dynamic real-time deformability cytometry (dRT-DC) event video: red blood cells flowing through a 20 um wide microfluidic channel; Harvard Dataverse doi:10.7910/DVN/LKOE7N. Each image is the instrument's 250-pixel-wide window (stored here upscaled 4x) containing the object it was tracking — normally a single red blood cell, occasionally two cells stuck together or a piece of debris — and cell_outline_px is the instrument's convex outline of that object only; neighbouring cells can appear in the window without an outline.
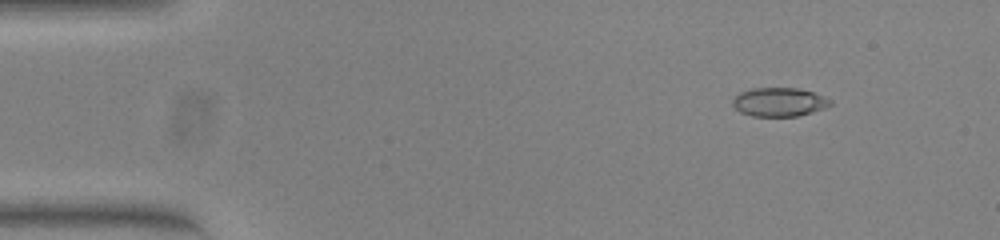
{"species": "common noctule bat (a hibernating species)", "species_latin": "Nyctalus noctula", "temperature_condition": "warm", "stored_images_in_passage": 53, "camera_frame_rate_fps": 3000, "um_per_image_px": 0.085, "animal": {"sex": "female", "body_mass_g": 23.0, "forearm_length_mm": 53.4}, "frame": {"image": 1, "passage_image": 6, "time_ms": 1.667, "image_size_px": [1000, 240], "cell_outline_px": [[832, 104], [824, 108], [812, 112], [796, 116], [752, 116], [740, 112], [732, 104], [732, 100], [740, 92], [752, 88], [796, 88], [812, 92], [824, 96], [832, 100]], "centroid_in_image_um": [66.23, 8.67], "position_along_channel_um": 18.8, "area_um2": 16.3}}
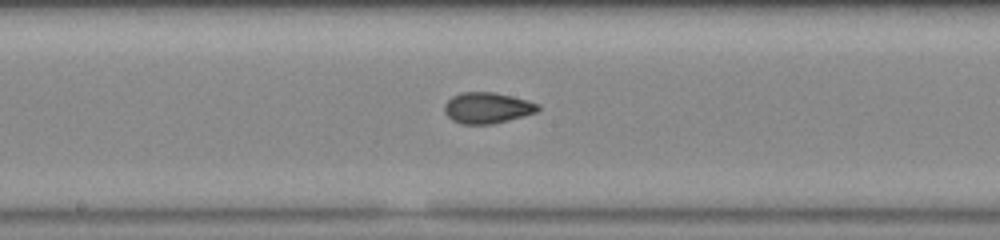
{"frame": {"image": 2, "passage_image": 28, "time_ms": 9.0, "image_size_px": [1000, 240], "cell_outline_px": [[540, 108], [536, 112], [508, 120], [492, 124], [464, 124], [452, 120], [444, 112], [444, 104], [452, 96], [460, 92], [496, 92], [528, 100], [540, 104]], "centroid_in_image_um": [41.41, 9.16], "position_along_channel_um": 206.8, "area_um2": 16.94}}
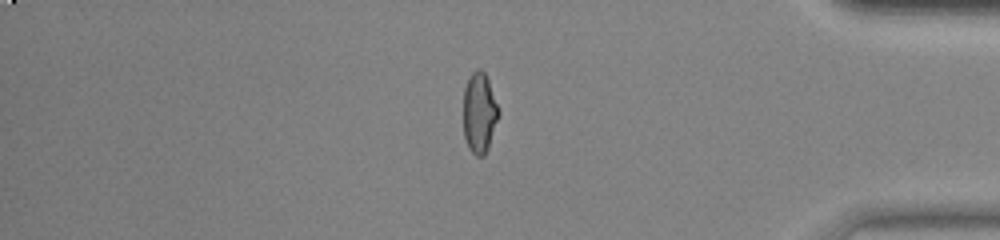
{"frame": {"image": 3, "passage_image": 45, "time_ms": 14.667, "image_size_px": [1000, 240], "cell_outline_px": [[500, 112], [488, 148], [484, 156], [476, 156], [468, 148], [464, 136], [464, 88], [472, 72], [476, 68], [480, 68], [484, 72], [488, 80]], "centroid_in_image_um": [40.74, 9.6], "position_along_channel_um": 394.5, "area_um2": 16.42}, "authors_computed_cell_mechanics": {"area_um2": 16.762, "velocity_mm_per_s": 3.853, "shape_relaxation_time_tau1_ms": null, "shape_relaxation_time_tau2_ms": 1.0307, "deformation_change_tau1": null, "deformation_change_tau2": 0.0545}}